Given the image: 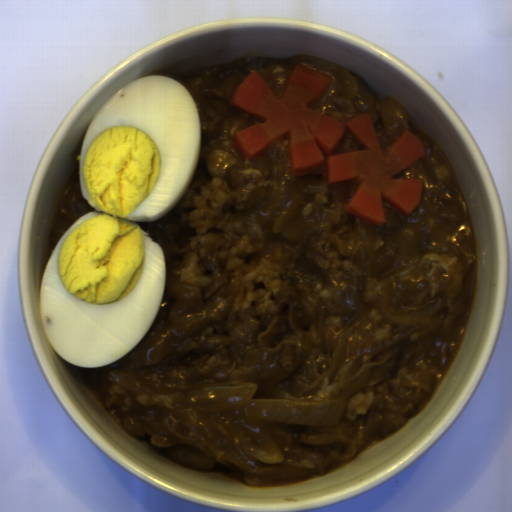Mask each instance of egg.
Here are the masks:
<instances>
[{
	"label": "egg",
	"mask_w": 512,
	"mask_h": 512,
	"mask_svg": "<svg viewBox=\"0 0 512 512\" xmlns=\"http://www.w3.org/2000/svg\"><path fill=\"white\" fill-rule=\"evenodd\" d=\"M200 155L194 96L168 75L132 80L92 118L78 181L93 211L55 245L39 295L47 339L72 366H110L147 336L163 302L166 261L136 222L173 210Z\"/></svg>",
	"instance_id": "obj_1"
}]
</instances>
